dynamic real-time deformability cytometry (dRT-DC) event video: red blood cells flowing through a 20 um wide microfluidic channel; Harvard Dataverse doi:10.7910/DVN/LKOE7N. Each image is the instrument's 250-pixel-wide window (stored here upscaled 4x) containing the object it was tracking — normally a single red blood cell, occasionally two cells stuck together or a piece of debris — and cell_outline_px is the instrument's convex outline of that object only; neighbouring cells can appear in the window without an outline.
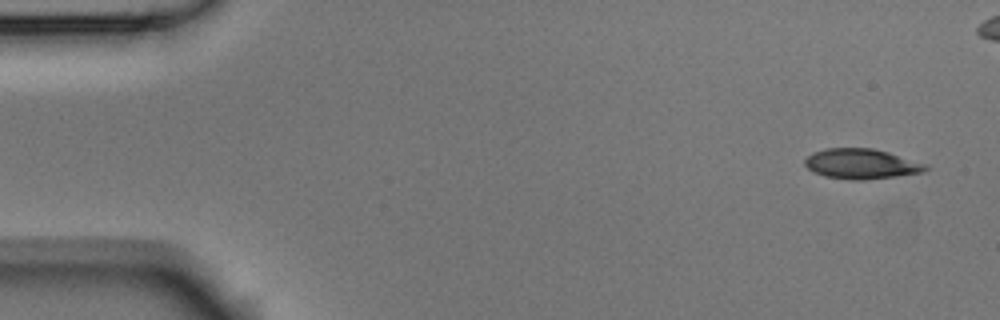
{"species": "Egyptian fruit bat (a non-hibernating species)", "species_latin": "Rousettus aegyptiacus", "temperature_condition": "room temperature", "stored_images_in_passage": 5, "camera_frame_rate_fps": 3000, "um_per_image_px": 0.085, "animal": {"sex": "male"}, "frame": {"image": 1, "passage_image": 1, "time_ms": 0.0, "image_size_px": [1000, 320], "cell_outline_px": [[928, 168], [924, 172], [896, 176], [864, 180], [852, 180], [824, 176], [812, 172], [804, 164], [804, 160], [812, 152], [824, 148], [872, 148], [888, 152], [928, 164]], "centroid_in_image_um": [73.2, 13.93], "position_along_channel_um": 11.8, "area_um2": 21.33}}